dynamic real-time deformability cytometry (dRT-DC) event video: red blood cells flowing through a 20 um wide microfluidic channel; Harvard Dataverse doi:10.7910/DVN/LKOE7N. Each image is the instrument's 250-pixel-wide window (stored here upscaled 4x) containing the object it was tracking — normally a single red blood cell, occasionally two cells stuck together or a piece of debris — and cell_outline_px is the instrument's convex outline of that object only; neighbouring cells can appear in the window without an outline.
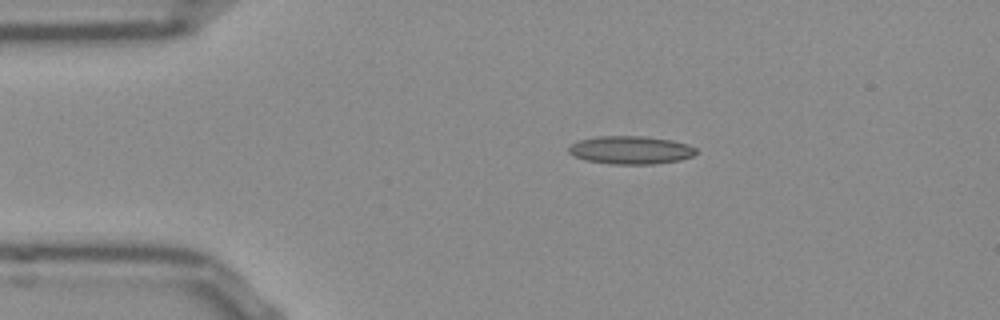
{"species": "Egyptian fruit bat (a non-hibernating species)", "species_latin": "Rousettus aegyptiacus", "temperature_condition": "room temperature", "stored_images_in_passage": 7, "camera_frame_rate_fps": 3000, "um_per_image_px": 0.085, "frame": {"image": 1, "passage_image": 1, "time_ms": 0.0, "image_size_px": [1000, 320], "cell_outline_px": [[696, 152], [692, 156], [680, 160], [656, 164], [608, 164], [584, 160], [572, 156], [568, 152], [568, 148], [572, 144], [580, 140], [596, 136], [644, 136], [672, 140], [688, 144], [696, 148]], "centroid_in_image_um": [53.59, 12.76], "position_along_channel_um": 31.4, "area_um2": 21.04}}